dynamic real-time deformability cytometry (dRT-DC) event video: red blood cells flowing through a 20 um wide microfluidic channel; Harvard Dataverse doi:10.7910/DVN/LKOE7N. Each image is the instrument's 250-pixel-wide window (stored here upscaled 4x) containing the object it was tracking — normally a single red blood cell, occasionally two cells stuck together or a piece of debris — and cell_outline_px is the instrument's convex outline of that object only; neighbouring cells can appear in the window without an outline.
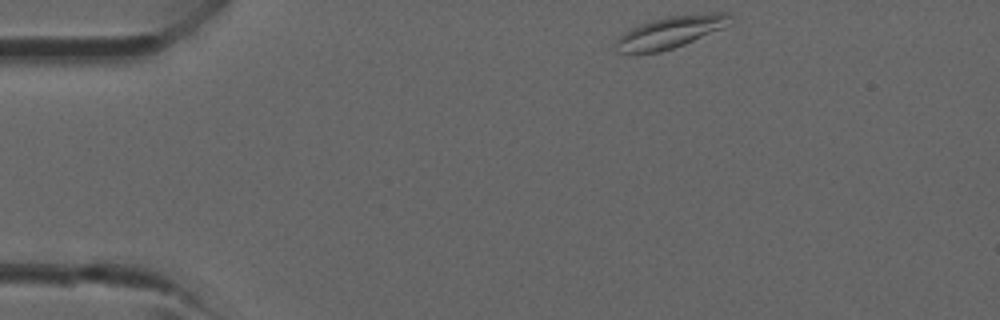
{"species": "common noctule bat (a hibernating species)", "species_latin": "Nyctalus noctula", "temperature_condition": "room temperature", "stored_images_in_passage": 35, "camera_frame_rate_fps": 3000, "um_per_image_px": 0.085, "animal": {"sex": "male", "forearm_length_mm": 52.5}, "frame": {"image": 1, "passage_image": 1, "time_ms": 0.0, "image_size_px": [1000, 320], "cell_outline_px": [[732, 16], [720, 28], [684, 44], [660, 52], [632, 56], [616, 52], [612, 48], [616, 40], [624, 32], [640, 24], [652, 20], [668, 16], [712, 12], [728, 12]], "centroid_in_image_um": [56.81, 2.78], "position_along_channel_um": 28.2, "area_um2": 21.39}}
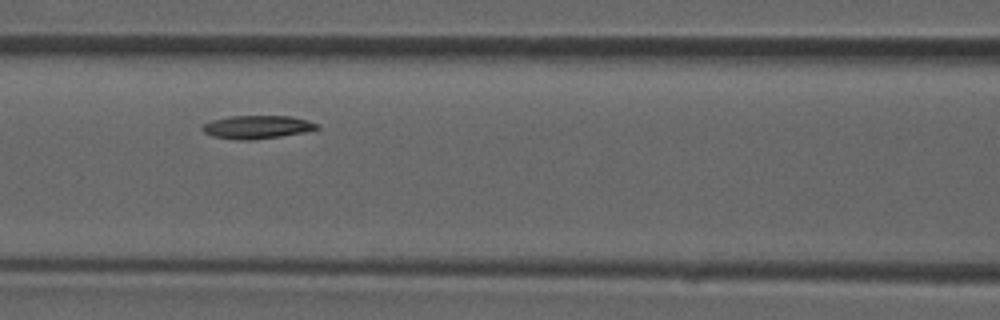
{"frame": {"image": 2, "passage_image": 12, "time_ms": 3.667, "image_size_px": [1000, 320], "cell_outline_px": [[320, 128], [304, 132], [280, 136], [248, 140], [236, 140], [212, 136], [204, 132], [200, 128], [204, 124], [212, 120], [228, 116], [292, 116], [308, 120], [320, 124]], "centroid_in_image_um": [21.86, 10.79], "position_along_channel_um": 144.7, "area_um2": 15.55}}
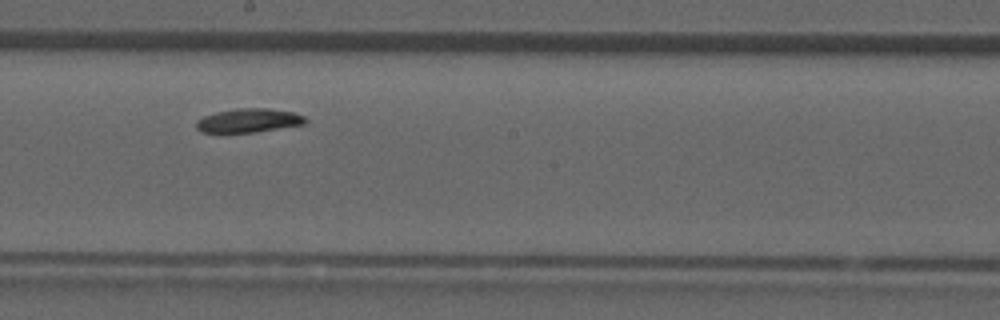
{"frame": {"image": 3, "passage_image": 17, "time_ms": 5.333, "image_size_px": [1000, 320], "cell_outline_px": [[308, 120], [304, 124], [256, 132], [200, 132], [196, 128], [196, 120], [204, 116], [216, 112], [236, 108], [268, 108], [292, 112], [304, 116]], "centroid_in_image_um": [21.12, 10.24], "position_along_channel_um": 227.1, "area_um2": 15.14}}